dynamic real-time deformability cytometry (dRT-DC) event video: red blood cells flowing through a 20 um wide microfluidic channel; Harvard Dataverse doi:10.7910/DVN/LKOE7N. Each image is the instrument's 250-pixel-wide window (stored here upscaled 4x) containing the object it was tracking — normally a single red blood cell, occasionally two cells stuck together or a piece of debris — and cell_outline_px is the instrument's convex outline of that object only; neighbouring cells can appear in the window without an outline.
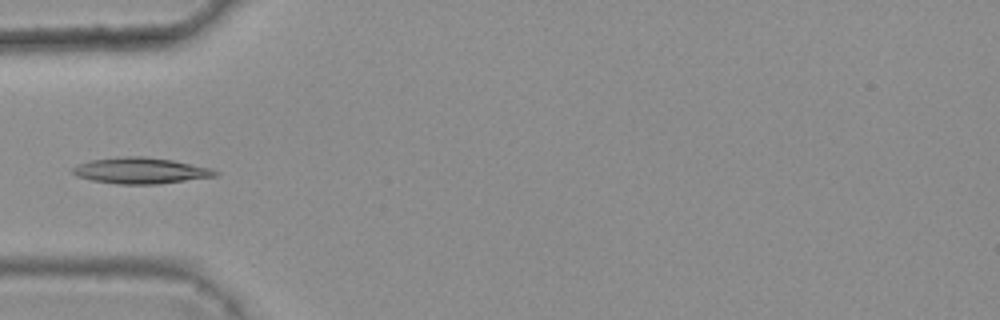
{"species": "common noctule bat (a hibernating species)", "species_latin": "Nyctalus noctula", "temperature_condition": "warm", "stored_images_in_passage": 4, "camera_frame_rate_fps": 3000, "um_per_image_px": 0.085, "animal": {"sex": "female", "body_mass_g": 25.1}, "frame": {"image": 1, "passage_image": 4, "time_ms": 1.0, "image_size_px": [1000, 320], "cell_outline_px": [[220, 172], [216, 176], [156, 184], [116, 184], [92, 180], [76, 176], [72, 172], [72, 168], [76, 164], [92, 160], [124, 156], [144, 156], [172, 160], [212, 168]], "centroid_in_image_um": [11.94, 14.5], "position_along_channel_um": 73.1, "area_um2": 21.62}}